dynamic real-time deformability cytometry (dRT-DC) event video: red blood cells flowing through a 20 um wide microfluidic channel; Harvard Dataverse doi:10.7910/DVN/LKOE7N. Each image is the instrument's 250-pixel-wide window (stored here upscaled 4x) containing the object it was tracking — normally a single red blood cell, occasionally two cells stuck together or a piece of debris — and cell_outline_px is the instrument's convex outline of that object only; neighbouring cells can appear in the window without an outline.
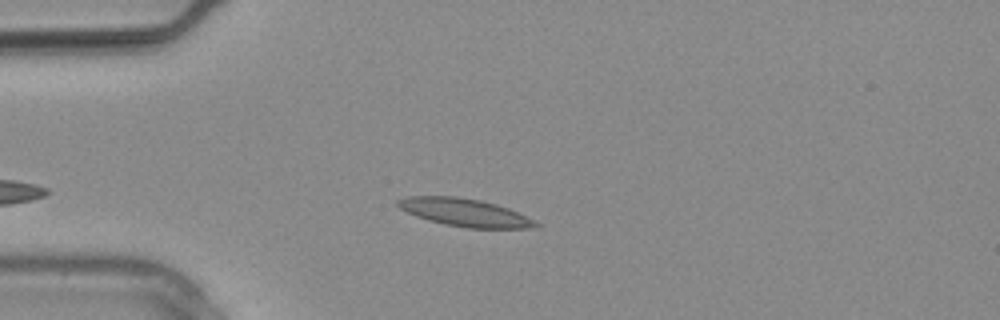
{"species": "common noctule bat (a hibernating species)", "species_latin": "Nyctalus noctula", "temperature_condition": "warm", "stored_images_in_passage": 5, "camera_frame_rate_fps": 3000, "um_per_image_px": 0.085, "animal": {"sex": "male", "body_mass_g": 20.4}, "frame": {"image": 1, "passage_image": 2, "time_ms": 0.333, "image_size_px": [1000, 320], "cell_outline_px": [[540, 224], [536, 228], [468, 228], [428, 220], [416, 216], [400, 208], [396, 204], [396, 200], [408, 196], [456, 196], [480, 200], [496, 204], [508, 208], [536, 220]], "centroid_in_image_um": [39.53, 18.06], "position_along_channel_um": 45.5, "area_um2": 22.25}}